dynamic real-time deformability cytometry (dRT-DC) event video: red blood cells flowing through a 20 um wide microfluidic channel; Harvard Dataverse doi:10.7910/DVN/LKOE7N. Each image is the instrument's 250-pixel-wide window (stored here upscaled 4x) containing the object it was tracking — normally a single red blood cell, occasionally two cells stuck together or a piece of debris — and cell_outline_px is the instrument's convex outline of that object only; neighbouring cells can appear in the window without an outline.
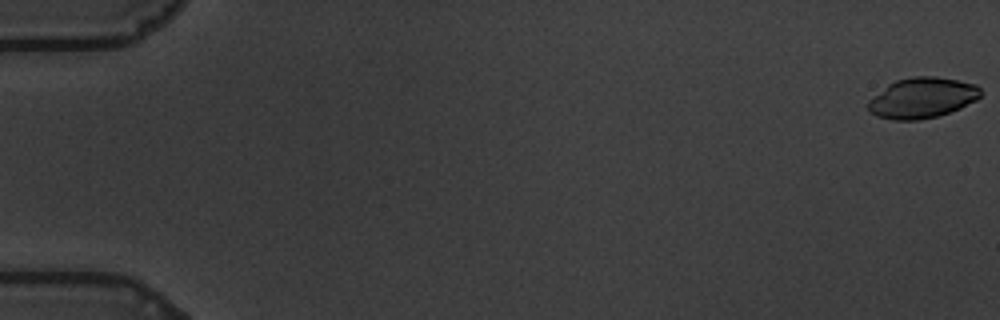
{"species": "common noctule bat (a hibernating species)", "species_latin": "Nyctalus noctula", "temperature_condition": "warm", "stored_images_in_passage": 59, "camera_frame_rate_fps": 3000, "um_per_image_px": 0.085, "animal": {"sex": "male", "body_mass_g": 19.5, "forearm_length_mm": 54.6}, "frame": {"image": 1, "passage_image": 1, "time_ms": 0.0, "image_size_px": [1000, 320], "cell_outline_px": [[980, 96], [976, 100], [960, 108], [936, 116], [916, 120], [896, 120], [876, 116], [868, 108], [868, 100], [888, 84], [896, 80], [912, 76], [936, 76], [976, 84], [980, 88]], "centroid_in_image_um": [78.37, 8.3], "position_along_channel_um": 6.6, "area_um2": 26.36}}
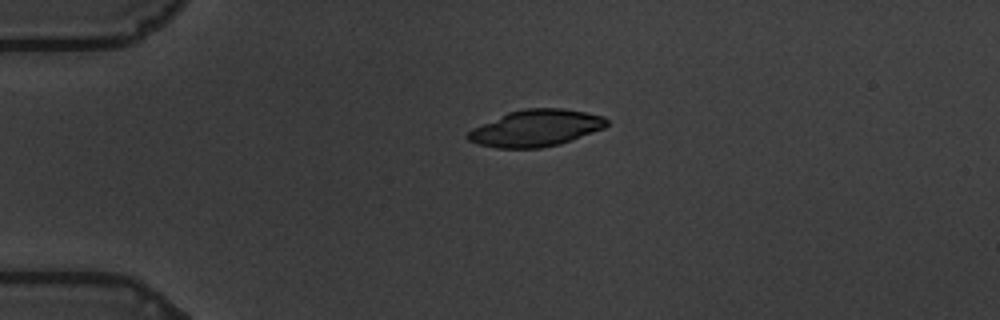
{"frame": {"image": 2, "passage_image": 15, "time_ms": 4.667, "image_size_px": [1000, 320], "cell_outline_px": [[608, 124], [604, 128], [560, 144], [540, 148], [496, 148], [480, 144], [468, 140], [464, 136], [472, 128], [508, 112], [524, 108], [564, 108], [604, 116], [608, 120]], "centroid_in_image_um": [45.54, 10.89], "position_along_channel_um": 39.5, "area_um2": 29.65}}
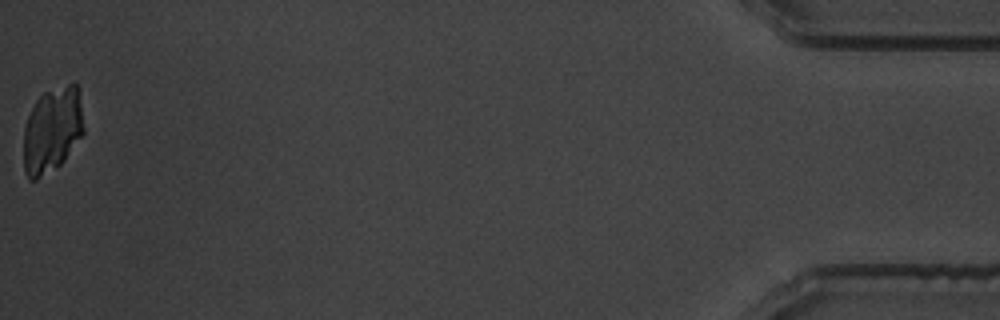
{"frame": {"image": 3, "passage_image": 59, "time_ms": 19.333, "image_size_px": [1000, 320], "cell_outline_px": [[84, 132], [64, 160], [60, 164], [36, 180], [28, 180], [24, 172], [24, 128], [28, 116], [36, 100], [44, 92], [72, 80], [76, 80], [84, 128]], "centroid_in_image_um": [4.43, 11.02], "position_along_channel_um": 430.8, "area_um2": 30.06}}